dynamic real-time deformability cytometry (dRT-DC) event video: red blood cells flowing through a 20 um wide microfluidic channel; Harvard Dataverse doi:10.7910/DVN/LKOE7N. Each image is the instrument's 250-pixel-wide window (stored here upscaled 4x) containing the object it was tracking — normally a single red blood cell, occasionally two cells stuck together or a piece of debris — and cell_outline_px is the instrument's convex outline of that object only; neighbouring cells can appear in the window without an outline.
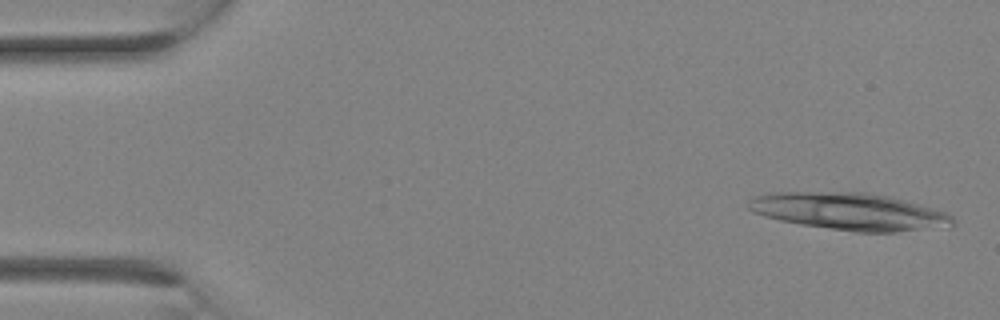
{"species": "Egyptian fruit bat (a non-hibernating species)", "species_latin": "Rousettus aegyptiacus", "temperature_condition": "room temperature", "stored_images_in_passage": 15, "segment_of_instrument_passage": [1, 2], "camera_frame_rate_fps": 3000, "um_per_image_px": 0.085, "animal": {"sex": "female"}, "frame": {"image": 1, "passage_image": 1, "time_ms": 0.0, "image_size_px": [1000, 320], "cell_outline_px": [[956, 220], [952, 224], [896, 232], [856, 232], [800, 224], [780, 220], [764, 216], [752, 212], [748, 208], [748, 200], [752, 196], [768, 192], [868, 192], [888, 196], [904, 200], [948, 212]], "centroid_in_image_um": [72.12, 17.95], "position_along_channel_um": 12.9, "area_um2": 44.1}}